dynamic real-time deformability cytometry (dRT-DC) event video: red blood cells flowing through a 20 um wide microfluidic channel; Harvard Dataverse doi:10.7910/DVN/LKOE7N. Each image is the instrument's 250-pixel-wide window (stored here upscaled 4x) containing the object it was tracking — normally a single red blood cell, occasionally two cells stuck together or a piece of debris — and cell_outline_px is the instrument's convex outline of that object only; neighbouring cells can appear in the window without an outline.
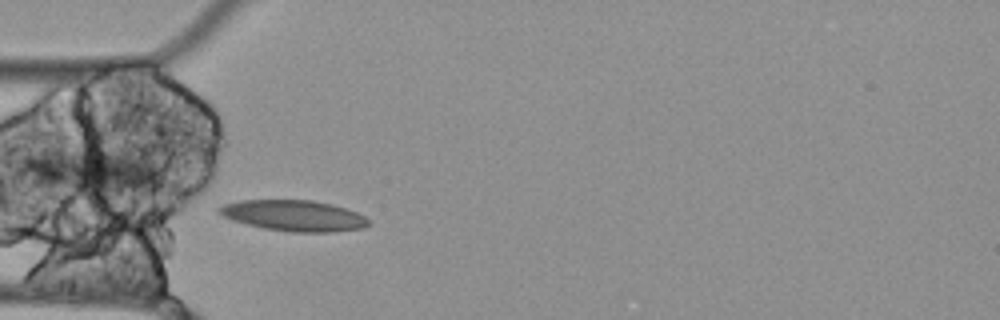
{"species": "Egyptian fruit bat (a non-hibernating species)", "species_latin": "Rousettus aegyptiacus", "temperature_condition": "cold", "stored_images_in_passage": 20, "camera_frame_rate_fps": 3000, "um_per_image_px": 0.085, "animal": {"sex": "female"}, "frame": {"image": 1, "passage_image": 1, "time_ms": 0.0, "image_size_px": [1000, 320], "cell_outline_px": [[368, 224], [364, 228], [332, 232], [292, 232], [264, 228], [232, 220], [216, 212], [216, 208], [224, 204], [240, 200], [312, 200], [332, 204], [356, 212], [364, 216], [368, 220]], "centroid_in_image_um": [24.95, 18.32], "position_along_channel_um": 60.1, "area_um2": 26.82}}
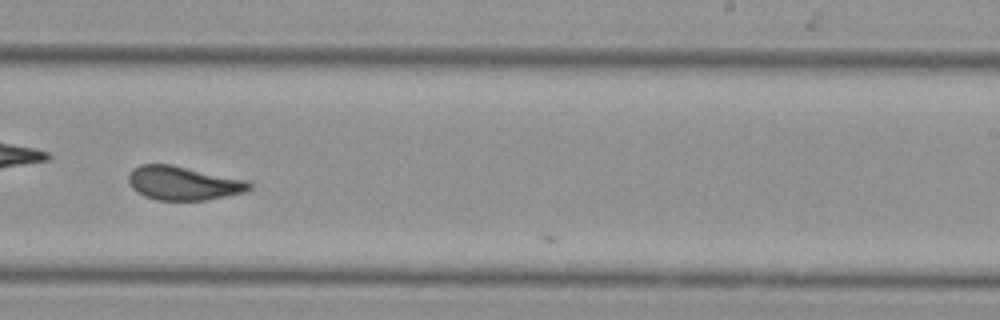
{"frame": {"image": 2, "passage_image": 19, "time_ms": 6.0, "image_size_px": [1000, 320], "cell_outline_px": [[252, 188], [248, 192], [208, 200], [156, 200], [144, 196], [132, 188], [128, 180], [128, 176], [132, 168], [140, 164], [172, 164], [248, 180], [252, 184]], "centroid_in_image_um": [15.62, 15.56], "position_along_channel_um": 273.4, "area_um2": 24.22}}